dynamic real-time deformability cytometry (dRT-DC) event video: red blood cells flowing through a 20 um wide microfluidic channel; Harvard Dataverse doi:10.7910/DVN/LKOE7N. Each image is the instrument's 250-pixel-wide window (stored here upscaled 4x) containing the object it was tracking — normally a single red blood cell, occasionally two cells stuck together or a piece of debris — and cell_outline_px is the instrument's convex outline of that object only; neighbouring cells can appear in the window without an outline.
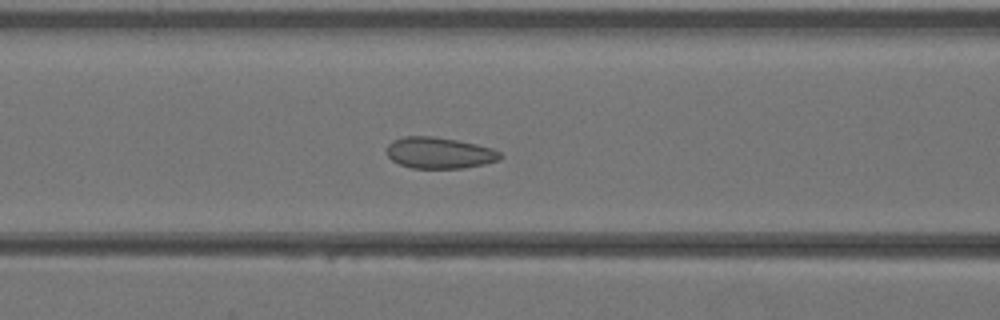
{"species": "Egyptian fruit bat (a non-hibernating species)", "species_latin": "Rousettus aegyptiacus", "temperature_condition": "warm", "stored_images_in_passage": 42, "camera_frame_rate_fps": 3000, "um_per_image_px": 0.085, "animal": {"sex": "female"}, "frame": {"image": 1, "passage_image": 18, "time_ms": 5.667, "image_size_px": [1000, 320], "cell_outline_px": [[504, 156], [500, 160], [484, 164], [464, 168], [412, 168], [400, 164], [392, 160], [388, 156], [388, 144], [392, 140], [404, 136], [436, 136], [476, 144], [492, 148], [500, 152]], "centroid_in_image_um": [37.37, 12.99], "position_along_channel_um": 129.2, "area_um2": 20.75}}
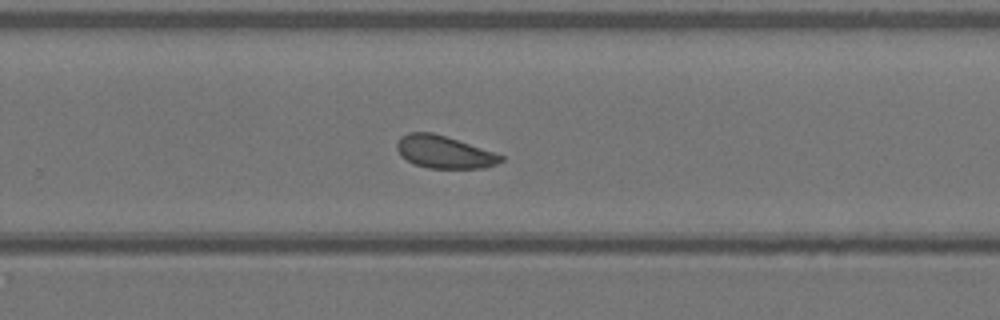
{"frame": {"image": 2, "passage_image": 28, "time_ms": 9.0, "image_size_px": [1000, 320], "cell_outline_px": [[504, 160], [496, 164], [484, 168], [428, 168], [416, 164], [400, 156], [396, 148], [396, 144], [400, 136], [408, 132], [432, 132], [504, 156]], "centroid_in_image_um": [37.7, 12.92], "position_along_channel_um": 292.1, "area_um2": 19.42}}
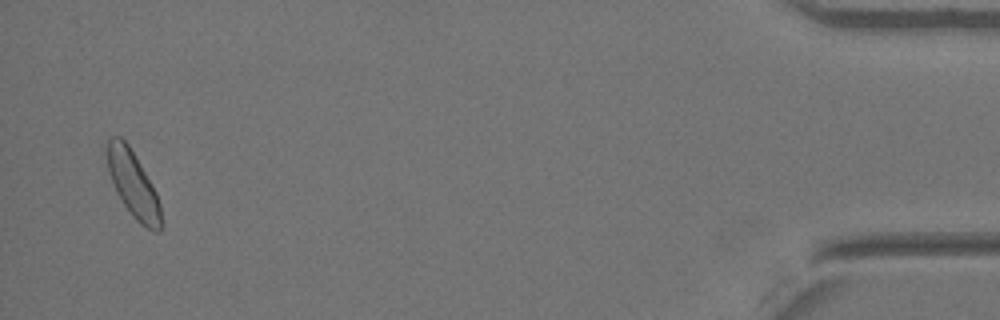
{"frame": {"image": 3, "passage_image": 41, "time_ms": 13.333, "image_size_px": [1000, 320], "cell_outline_px": [[160, 232], [152, 232], [140, 224], [136, 220], [124, 204], [116, 192], [112, 184], [108, 172], [104, 152], [104, 148], [108, 136], [120, 136], [128, 144], [152, 184], [156, 192], [160, 204]], "centroid_in_image_um": [11.25, 15.6], "position_along_channel_um": 424.0, "area_um2": 21.1}}